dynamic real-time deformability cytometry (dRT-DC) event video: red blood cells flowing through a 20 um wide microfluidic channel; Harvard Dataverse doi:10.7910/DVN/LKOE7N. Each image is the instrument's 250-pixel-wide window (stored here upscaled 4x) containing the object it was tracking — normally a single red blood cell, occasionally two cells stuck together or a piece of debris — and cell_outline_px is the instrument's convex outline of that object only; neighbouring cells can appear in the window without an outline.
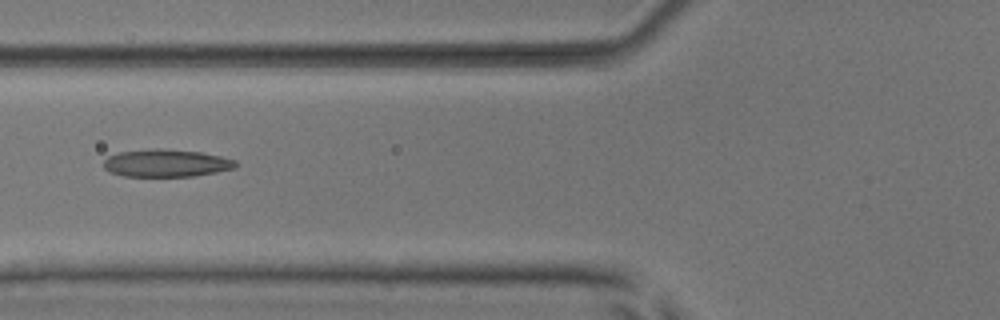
{"species": "common noctule bat (a hibernating species)", "species_latin": "Nyctalus noctula", "temperature_condition": "room temperature", "stored_images_in_passage": 6, "camera_frame_rate_fps": 3000, "um_per_image_px": 0.085, "animal": {"sex": "male", "body_mass_g": 17.9, "forearm_length_mm": 54.2}, "frame": {"image": 1, "passage_image": 6, "time_ms": 6.667, "image_size_px": [1000, 320], "cell_outline_px": [[236, 168], [216, 172], [192, 176], [124, 176], [108, 172], [104, 168], [104, 160], [108, 156], [120, 152], [156, 148], [160, 148], [200, 152], [220, 156], [236, 160]], "centroid_in_image_um": [14.11, 13.86], "position_along_channel_um": 111.7, "area_um2": 21.15}}